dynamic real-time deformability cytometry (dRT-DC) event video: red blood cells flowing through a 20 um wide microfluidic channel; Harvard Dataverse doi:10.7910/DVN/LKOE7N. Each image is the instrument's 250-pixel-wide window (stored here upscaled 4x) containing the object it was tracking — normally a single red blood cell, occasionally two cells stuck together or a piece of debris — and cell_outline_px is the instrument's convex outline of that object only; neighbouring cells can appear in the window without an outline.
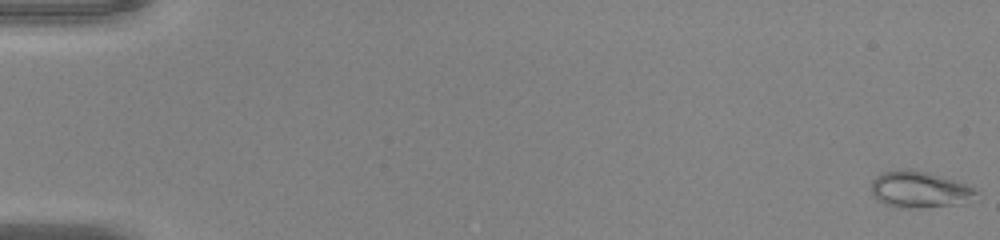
{"species": "common noctule bat (a hibernating species)", "species_latin": "Nyctalus noctula", "temperature_condition": "warm", "stored_images_in_passage": 51, "camera_frame_rate_fps": 3000, "um_per_image_px": 0.085, "animal": {"sex": "male", "body_mass_g": 20.0, "forearm_length_mm": 53.3}, "frame": {"image": 1, "passage_image": 1, "time_ms": 0.0, "image_size_px": [1000, 240], "cell_outline_px": [[976, 192], [964, 204], [920, 208], [896, 208], [884, 204], [872, 192], [872, 180], [876, 176], [884, 172], [900, 168], [912, 168], [928, 172], [968, 184], [976, 188]], "centroid_in_image_um": [78.15, 16.1], "position_along_channel_um": 6.8, "area_um2": 22.48}}
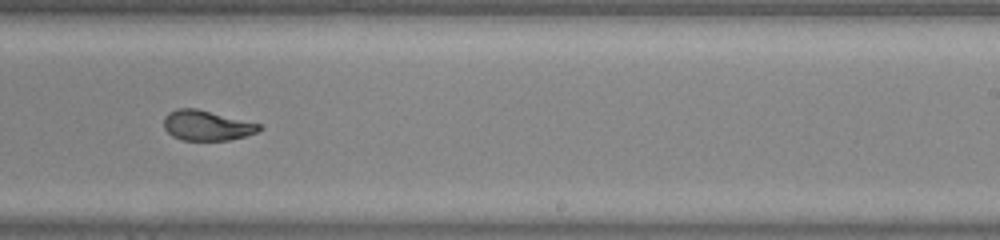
{"frame": {"image": 2, "passage_image": 33, "time_ms": 10.667, "image_size_px": [1000, 240], "cell_outline_px": [[264, 128], [256, 132], [244, 136], [228, 140], [180, 140], [172, 136], [164, 128], [164, 116], [168, 112], [176, 108], [196, 108], [260, 124]], "centroid_in_image_um": [17.54, 10.66], "position_along_channel_um": 271.5, "area_um2": 16.7}}
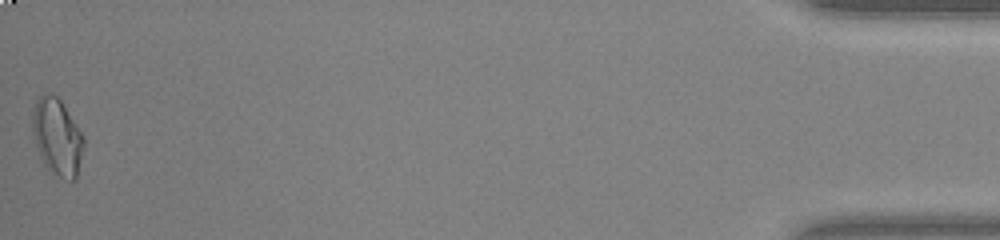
{"frame": {"image": 3, "passage_image": 51, "time_ms": 16.667, "image_size_px": [1000, 240], "cell_outline_px": [[84, 144], [76, 180], [72, 180], [52, 176], [44, 164], [40, 156], [32, 132], [32, 108], [36, 100], [40, 96], [48, 92], [56, 96], [60, 100], [84, 136]], "centroid_in_image_um": [4.84, 11.66], "position_along_channel_um": 430.4, "area_um2": 23.06}, "authors_computed_cell_mechanics": {"area_um2": 18.9006, "velocity_mm_per_s": 4.151, "shape_relaxation_time_tau1_ms": 6.0541, "shape_relaxation_time_tau2_ms": 1.1614, "deformation_change_tau1": 0.231, "deformation_change_tau2": 0.0702}}